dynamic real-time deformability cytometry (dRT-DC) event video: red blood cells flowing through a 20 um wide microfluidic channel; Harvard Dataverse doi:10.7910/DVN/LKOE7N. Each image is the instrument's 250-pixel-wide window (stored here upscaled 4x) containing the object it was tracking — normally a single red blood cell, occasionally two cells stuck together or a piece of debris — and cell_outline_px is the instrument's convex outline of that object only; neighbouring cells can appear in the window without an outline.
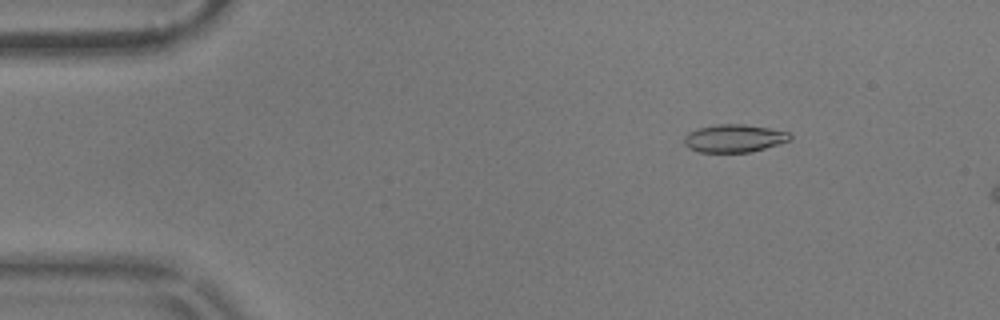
{"species": "common noctule bat (a hibernating species)", "species_latin": "Nyctalus noctula", "temperature_condition": "warm", "stored_images_in_passage": 13, "camera_frame_rate_fps": 3000, "um_per_image_px": 0.085, "animal": {"sex": "male", "body_mass_g": 17.9}, "frame": {"image": 1, "passage_image": 8, "time_ms": 2.333, "image_size_px": [1000, 320], "cell_outline_px": [[792, 140], [752, 152], [700, 152], [688, 148], [684, 144], [684, 136], [688, 132], [700, 128], [716, 124], [744, 124], [768, 128], [788, 132], [792, 136]], "centroid_in_image_um": [62.4, 11.76], "position_along_channel_um": 22.6, "area_um2": 17.22}}